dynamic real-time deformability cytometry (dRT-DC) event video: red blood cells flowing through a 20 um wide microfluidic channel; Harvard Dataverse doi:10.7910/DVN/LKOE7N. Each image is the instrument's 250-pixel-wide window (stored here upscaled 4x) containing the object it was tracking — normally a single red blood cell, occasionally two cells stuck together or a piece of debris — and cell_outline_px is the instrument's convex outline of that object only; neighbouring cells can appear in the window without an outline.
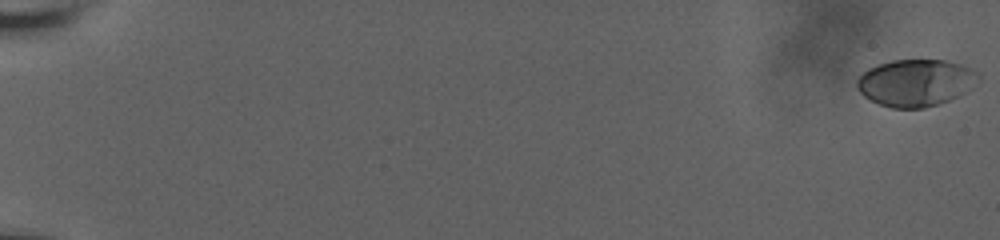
{"species": "human", "species_latin": "Homo sapiens", "temperature_condition": "room temperature", "stored_images_in_passage": 62, "camera_frame_rate_fps": 3000, "um_per_image_px": 0.085, "donor": {"sex": "male"}, "frame": {"image": 1, "passage_image": 1, "time_ms": 0.0, "image_size_px": [1000, 240], "cell_outline_px": [[980, 80], [964, 92], [948, 100], [924, 108], [892, 108], [880, 104], [864, 96], [856, 88], [856, 80], [868, 68], [892, 60], [944, 60], [960, 64], [980, 72]], "centroid_in_image_um": [77.83, 7.02], "position_along_channel_um": 7.2, "area_um2": 33.06}}
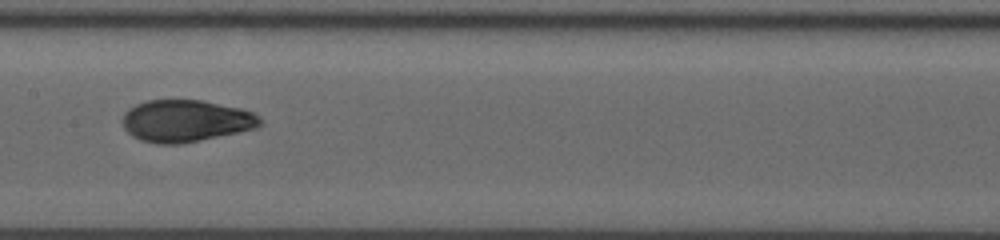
{"frame": {"image": 2, "passage_image": 35, "time_ms": 11.333, "image_size_px": [1000, 240], "cell_outline_px": [[260, 124], [256, 128], [200, 140], [180, 144], [156, 144], [140, 140], [132, 136], [124, 128], [124, 112], [128, 108], [136, 104], [148, 100], [200, 100], [240, 108], [252, 112], [260, 120]], "centroid_in_image_um": [15.74, 10.28], "position_along_channel_um": 191.7, "area_um2": 33.35}}
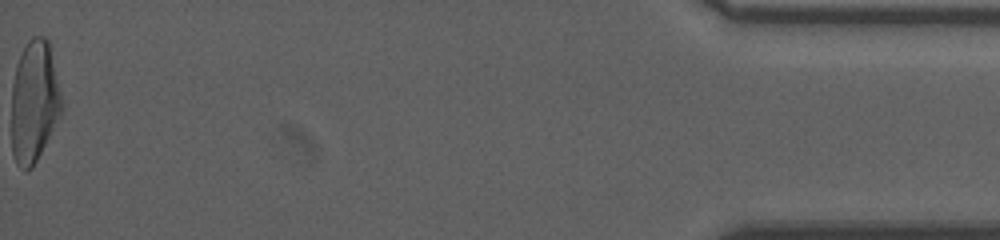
{"frame": {"image": 3, "passage_image": 62, "time_ms": 20.333, "image_size_px": [1000, 240], "cell_outline_px": [[64, 108], [60, 116], [32, 168], [28, 172], [24, 172], [16, 164], [12, 152], [12, 84], [16, 64], [28, 40], [32, 36], [44, 36], [48, 40], [64, 104]], "centroid_in_image_um": [2.91, 8.66], "position_along_channel_um": 432.3, "area_um2": 35.84}, "authors_computed_cell_mechanics": {"area_um2": 33.5529, "velocity_mm_per_s": 3.6509, "shape_relaxation_time_tau1_ms": 5.9521, "shape_relaxation_time_tau2_ms": 0.9903, "deformation_change_tau1": 0.2101, "deformation_change_tau2": 0.0463}}